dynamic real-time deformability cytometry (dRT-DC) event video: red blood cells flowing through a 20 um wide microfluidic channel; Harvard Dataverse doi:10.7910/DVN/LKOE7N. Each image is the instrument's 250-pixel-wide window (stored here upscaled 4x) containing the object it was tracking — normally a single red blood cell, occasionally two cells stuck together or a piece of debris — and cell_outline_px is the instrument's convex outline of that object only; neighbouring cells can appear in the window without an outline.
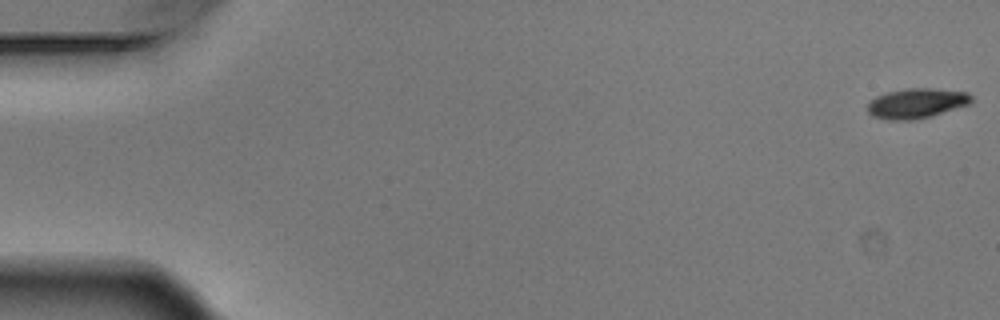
{"species": "Egyptian fruit bat (a non-hibernating species)", "species_latin": "Rousettus aegyptiacus", "temperature_condition": "warm", "stored_images_in_passage": 7, "camera_frame_rate_fps": 3000, "um_per_image_px": 0.085, "animal": {"sex": "male"}, "frame": {"image": 1, "passage_image": 1, "time_ms": 0.0, "image_size_px": [1000, 320], "cell_outline_px": [[972, 104], [928, 116], [912, 120], [888, 120], [872, 116], [868, 112], [868, 104], [876, 96], [888, 92], [908, 88], [932, 88], [968, 92], [972, 96]], "centroid_in_image_um": [77.93, 8.77], "position_along_channel_um": 7.1, "area_um2": 18.03}}
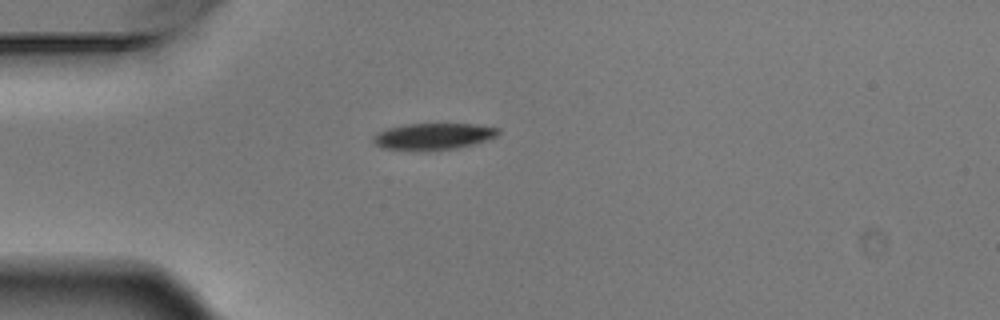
{"frame": {"image": 2, "passage_image": 5, "time_ms": 1.333, "image_size_px": [1000, 320], "cell_outline_px": [[500, 132], [496, 136], [476, 144], [456, 148], [384, 148], [376, 144], [372, 140], [372, 136], [376, 132], [388, 128], [408, 124], [476, 124], [500, 128]], "centroid_in_image_um": [36.89, 11.54], "position_along_channel_um": 48.1, "area_um2": 18.61}}
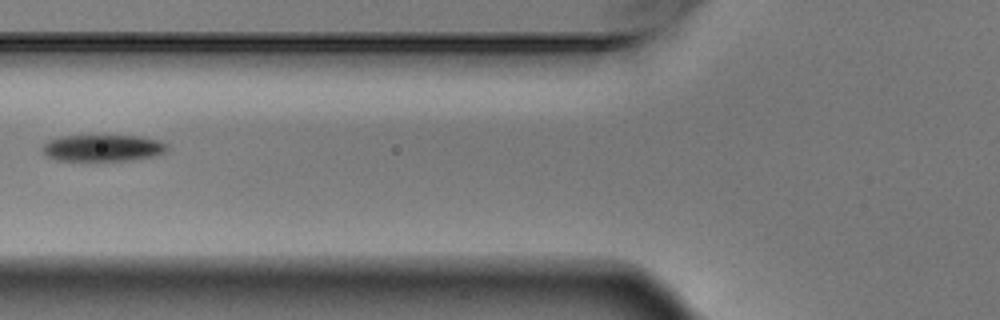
{"frame": {"image": 3, "passage_image": 7, "time_ms": 2.0, "image_size_px": [1000, 320], "cell_outline_px": [[168, 148], [164, 152], [152, 156], [128, 160], [56, 160], [44, 156], [40, 152], [40, 148], [48, 140], [60, 136], [140, 136], [160, 140], [168, 144]], "centroid_in_image_um": [8.67, 12.57], "position_along_channel_um": 117.1, "area_um2": 19.42}}